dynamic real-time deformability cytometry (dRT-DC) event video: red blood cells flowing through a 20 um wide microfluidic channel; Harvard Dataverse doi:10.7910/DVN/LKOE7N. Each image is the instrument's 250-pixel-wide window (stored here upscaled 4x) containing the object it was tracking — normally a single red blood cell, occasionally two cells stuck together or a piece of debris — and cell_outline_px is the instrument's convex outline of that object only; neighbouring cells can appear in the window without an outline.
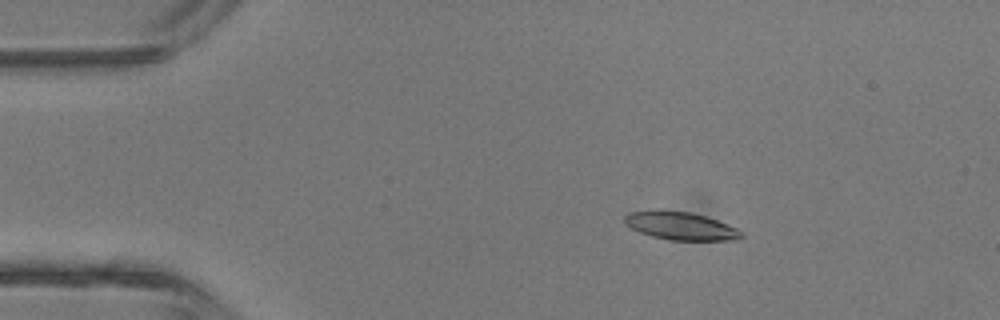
{"species": "common noctule bat (a hibernating species)", "species_latin": "Nyctalus noctula", "temperature_condition": "room temperature", "stored_images_in_passage": 5, "camera_frame_rate_fps": 3000, "um_per_image_px": 0.085, "animal": {"sex": "male", "body_mass_g": 13.3}, "frame": {"image": 1, "passage_image": 2, "time_ms": 1.333, "image_size_px": [1000, 320], "cell_outline_px": [[744, 236], [740, 240], [668, 240], [652, 236], [640, 232], [624, 224], [624, 216], [628, 212], [692, 212], [716, 220], [736, 228]], "centroid_in_image_um": [57.88, 19.24], "position_along_channel_um": 27.1, "area_um2": 18.44}}
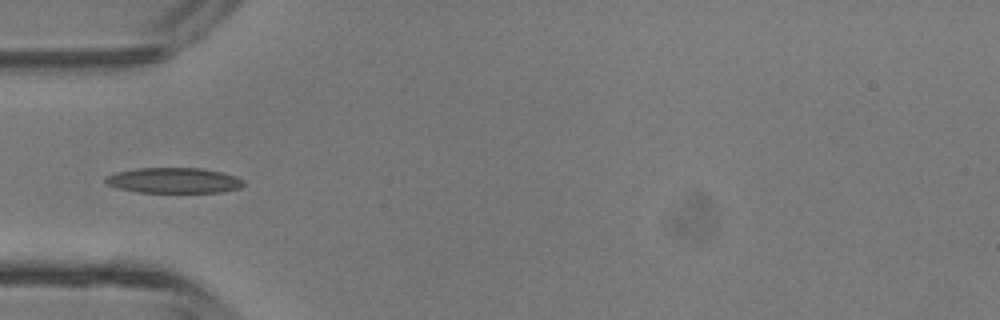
{"frame": {"image": 2, "passage_image": 4, "time_ms": 3.667, "image_size_px": [1000, 320], "cell_outline_px": [[244, 184], [240, 188], [224, 192], [136, 192], [116, 188], [108, 184], [104, 180], [104, 176], [116, 172], [136, 168], [204, 168], [236, 176], [244, 180]], "centroid_in_image_um": [14.76, 15.33], "position_along_channel_um": 70.2, "area_um2": 20.63}}
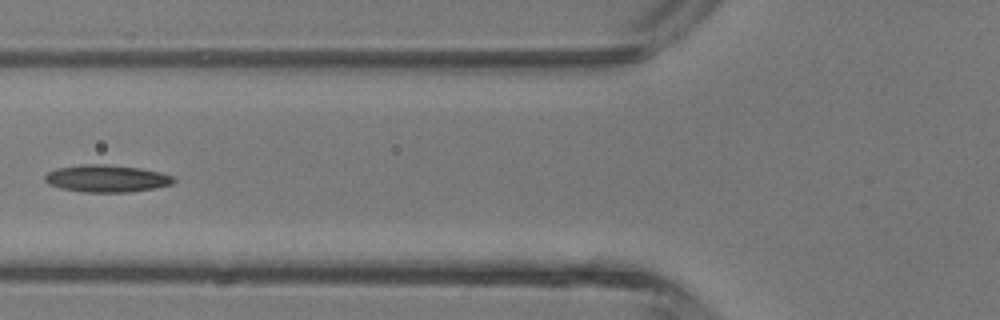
{"frame": {"image": 3, "passage_image": 5, "time_ms": 4.667, "image_size_px": [1000, 320], "cell_outline_px": [[176, 180], [172, 184], [152, 188], [128, 192], [80, 192], [60, 188], [48, 184], [44, 180], [44, 176], [48, 172], [56, 168], [80, 164], [104, 164], [140, 168], [160, 172], [172, 176]], "centroid_in_image_um": [9.01, 15.17], "position_along_channel_um": 116.8, "area_um2": 20.46}}